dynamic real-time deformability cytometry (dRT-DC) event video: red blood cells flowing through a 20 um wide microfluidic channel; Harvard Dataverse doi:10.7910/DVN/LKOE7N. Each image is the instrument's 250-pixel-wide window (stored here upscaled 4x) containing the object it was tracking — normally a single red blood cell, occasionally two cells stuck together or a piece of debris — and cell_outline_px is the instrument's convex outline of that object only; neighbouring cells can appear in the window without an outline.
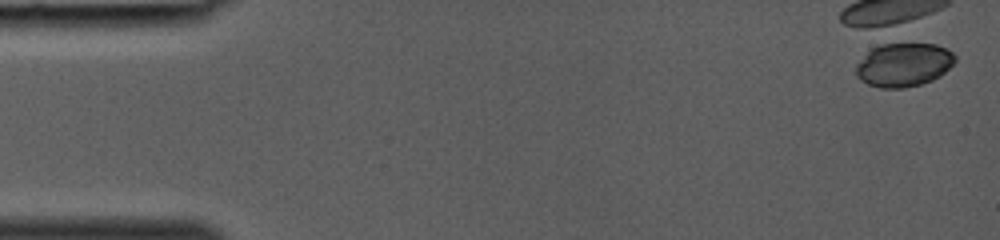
{"species": "common noctule bat (a hibernating species)", "species_latin": "Nyctalus noctula", "temperature_condition": "room temperature", "stored_images_in_passage": 1, "camera_frame_rate_fps": 3000, "um_per_image_px": 0.085, "animal": {"sex": "female", "body_mass_g": 19.0, "forearm_length_mm": 53.3}, "frame": {"image": 1, "passage_image": 1, "time_ms": 0.0, "image_size_px": [1000, 240], "cell_outline_px": [[956, 60], [940, 76], [932, 80], [920, 84], [904, 88], [880, 88], [868, 84], [860, 80], [856, 76], [856, 64], [872, 48], [888, 40], [892, 40], [936, 44], [948, 48], [956, 56]], "centroid_in_image_um": [76.8, 5.44], "position_along_channel_um": 8.2, "area_um2": 26.07}}